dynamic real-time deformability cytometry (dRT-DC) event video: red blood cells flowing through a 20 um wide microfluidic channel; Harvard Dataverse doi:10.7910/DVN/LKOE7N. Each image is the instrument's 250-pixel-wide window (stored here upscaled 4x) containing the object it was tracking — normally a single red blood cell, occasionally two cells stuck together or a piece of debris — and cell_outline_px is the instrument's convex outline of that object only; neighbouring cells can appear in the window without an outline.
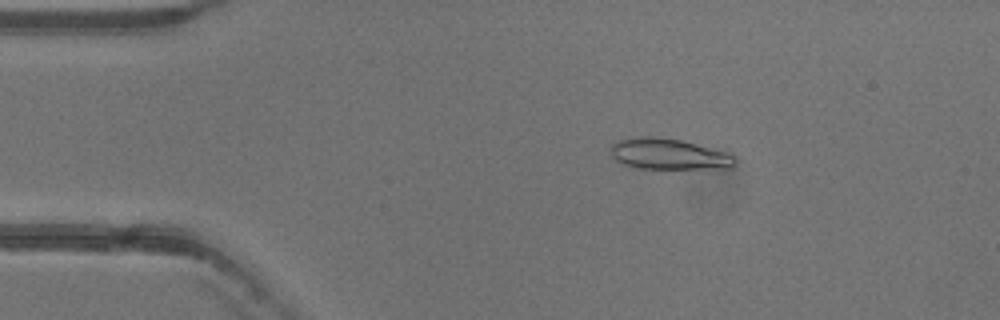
{"species": "common noctule bat (a hibernating species)", "species_latin": "Nyctalus noctula", "temperature_condition": "warm", "stored_images_in_passage": 51, "camera_frame_rate_fps": 3000, "um_per_image_px": 0.085, "animal": {"sex": "female"}, "frame": {"image": 1, "passage_image": 8, "time_ms": 2.333, "image_size_px": [1000, 320], "cell_outline_px": [[736, 164], [728, 168], [636, 168], [620, 164], [612, 156], [612, 144], [616, 140], [644, 136], [652, 136], [680, 140], [728, 152], [736, 156]], "centroid_in_image_um": [56.84, 13.1], "position_along_channel_um": 28.2, "area_um2": 22.37}}
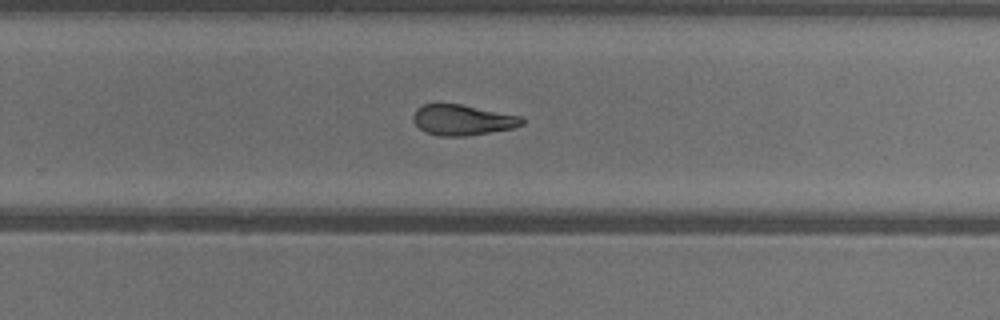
{"frame": {"image": 2, "passage_image": 32, "time_ms": 10.333, "image_size_px": [1000, 320], "cell_outline_px": [[524, 124], [512, 128], [464, 136], [440, 136], [424, 132], [412, 120], [412, 116], [416, 108], [424, 104], [436, 100], [460, 104], [520, 116], [524, 120]], "centroid_in_image_um": [39.22, 10.16], "position_along_channel_um": 290.6, "area_um2": 19.71}}
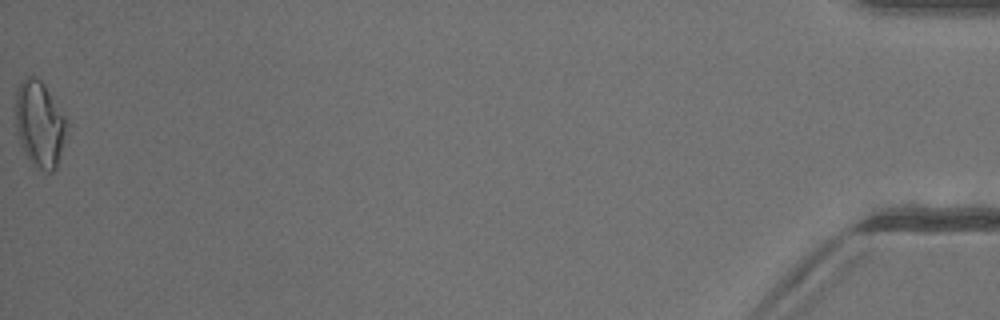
{"frame": {"image": 3, "passage_image": 51, "time_ms": 16.667, "image_size_px": [1000, 320], "cell_outline_px": [[68, 124], [56, 168], [52, 172], [44, 176], [32, 164], [24, 152], [20, 144], [16, 128], [16, 92], [20, 84], [28, 76], [40, 80], [44, 84], [64, 116]], "centroid_in_image_um": [3.36, 10.63], "position_along_channel_um": 431.8, "area_um2": 25.49}, "authors_computed_cell_mechanics": {"area_um2": 20.808, "velocity_mm_per_s": 3.9695, "shape_relaxation_time_tau1_ms": 11.2983, "shape_relaxation_time_tau2_ms": 3.8459, "deformation_change_tau1": 0.2779, "deformation_change_tau2": 0.1254}}